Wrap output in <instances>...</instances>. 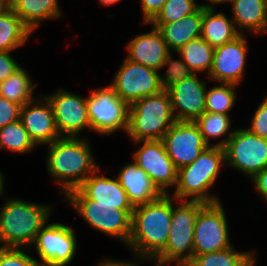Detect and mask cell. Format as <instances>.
Wrapping results in <instances>:
<instances>
[{
  "label": "cell",
  "instance_id": "obj_30",
  "mask_svg": "<svg viewBox=\"0 0 267 266\" xmlns=\"http://www.w3.org/2000/svg\"><path fill=\"white\" fill-rule=\"evenodd\" d=\"M35 147L20 119L0 128L1 150L23 155L34 150Z\"/></svg>",
  "mask_w": 267,
  "mask_h": 266
},
{
  "label": "cell",
  "instance_id": "obj_33",
  "mask_svg": "<svg viewBox=\"0 0 267 266\" xmlns=\"http://www.w3.org/2000/svg\"><path fill=\"white\" fill-rule=\"evenodd\" d=\"M203 4H197L195 0H167L162 10L149 23L165 24L175 22L197 11Z\"/></svg>",
  "mask_w": 267,
  "mask_h": 266
},
{
  "label": "cell",
  "instance_id": "obj_13",
  "mask_svg": "<svg viewBox=\"0 0 267 266\" xmlns=\"http://www.w3.org/2000/svg\"><path fill=\"white\" fill-rule=\"evenodd\" d=\"M45 97L52 105L60 137L80 138L83 130H91L86 96L58 89Z\"/></svg>",
  "mask_w": 267,
  "mask_h": 266
},
{
  "label": "cell",
  "instance_id": "obj_20",
  "mask_svg": "<svg viewBox=\"0 0 267 266\" xmlns=\"http://www.w3.org/2000/svg\"><path fill=\"white\" fill-rule=\"evenodd\" d=\"M100 168L93 172L78 189L93 200V205L115 206L117 209H134L118 178L100 175Z\"/></svg>",
  "mask_w": 267,
  "mask_h": 266
},
{
  "label": "cell",
  "instance_id": "obj_10",
  "mask_svg": "<svg viewBox=\"0 0 267 266\" xmlns=\"http://www.w3.org/2000/svg\"><path fill=\"white\" fill-rule=\"evenodd\" d=\"M31 247L37 251L40 266H67L74 260L78 246L74 228L52 222L40 229Z\"/></svg>",
  "mask_w": 267,
  "mask_h": 266
},
{
  "label": "cell",
  "instance_id": "obj_31",
  "mask_svg": "<svg viewBox=\"0 0 267 266\" xmlns=\"http://www.w3.org/2000/svg\"><path fill=\"white\" fill-rule=\"evenodd\" d=\"M253 252H238L232 245L222 251L194 255L191 263L194 266H247Z\"/></svg>",
  "mask_w": 267,
  "mask_h": 266
},
{
  "label": "cell",
  "instance_id": "obj_18",
  "mask_svg": "<svg viewBox=\"0 0 267 266\" xmlns=\"http://www.w3.org/2000/svg\"><path fill=\"white\" fill-rule=\"evenodd\" d=\"M21 107L20 121L34 144L45 146L61 138L51 103L44 95Z\"/></svg>",
  "mask_w": 267,
  "mask_h": 266
},
{
  "label": "cell",
  "instance_id": "obj_3",
  "mask_svg": "<svg viewBox=\"0 0 267 266\" xmlns=\"http://www.w3.org/2000/svg\"><path fill=\"white\" fill-rule=\"evenodd\" d=\"M53 206L7 198L0 210V247L31 248L37 233L48 223Z\"/></svg>",
  "mask_w": 267,
  "mask_h": 266
},
{
  "label": "cell",
  "instance_id": "obj_23",
  "mask_svg": "<svg viewBox=\"0 0 267 266\" xmlns=\"http://www.w3.org/2000/svg\"><path fill=\"white\" fill-rule=\"evenodd\" d=\"M203 5L194 13L175 22L165 24H151L157 28L170 52L179 51L189 41L201 37Z\"/></svg>",
  "mask_w": 267,
  "mask_h": 266
},
{
  "label": "cell",
  "instance_id": "obj_16",
  "mask_svg": "<svg viewBox=\"0 0 267 266\" xmlns=\"http://www.w3.org/2000/svg\"><path fill=\"white\" fill-rule=\"evenodd\" d=\"M248 50L245 34H240L234 40L215 48L213 65L207 77L217 83L238 86L245 75Z\"/></svg>",
  "mask_w": 267,
  "mask_h": 266
},
{
  "label": "cell",
  "instance_id": "obj_27",
  "mask_svg": "<svg viewBox=\"0 0 267 266\" xmlns=\"http://www.w3.org/2000/svg\"><path fill=\"white\" fill-rule=\"evenodd\" d=\"M198 126L204 142L208 146L224 147L228 140L233 135L235 129H232L231 118L229 115L223 113H210L205 111L195 121ZM223 136H226L223 138ZM219 139L215 144L211 143L210 139Z\"/></svg>",
  "mask_w": 267,
  "mask_h": 266
},
{
  "label": "cell",
  "instance_id": "obj_19",
  "mask_svg": "<svg viewBox=\"0 0 267 266\" xmlns=\"http://www.w3.org/2000/svg\"><path fill=\"white\" fill-rule=\"evenodd\" d=\"M126 44V58L156 71L160 70L170 53L161 32L152 26L151 31L131 38Z\"/></svg>",
  "mask_w": 267,
  "mask_h": 266
},
{
  "label": "cell",
  "instance_id": "obj_4",
  "mask_svg": "<svg viewBox=\"0 0 267 266\" xmlns=\"http://www.w3.org/2000/svg\"><path fill=\"white\" fill-rule=\"evenodd\" d=\"M224 165V148L207 146L191 164L177 170V182L172 196L177 200L204 203L221 201L220 197L210 192Z\"/></svg>",
  "mask_w": 267,
  "mask_h": 266
},
{
  "label": "cell",
  "instance_id": "obj_34",
  "mask_svg": "<svg viewBox=\"0 0 267 266\" xmlns=\"http://www.w3.org/2000/svg\"><path fill=\"white\" fill-rule=\"evenodd\" d=\"M173 53H169L164 61L163 65L160 67V70H163L165 67L164 75L159 74L161 86L163 90H167L172 85L181 82L185 78L189 77L193 74V72L189 69V67L184 63L182 58L176 59L173 58Z\"/></svg>",
  "mask_w": 267,
  "mask_h": 266
},
{
  "label": "cell",
  "instance_id": "obj_28",
  "mask_svg": "<svg viewBox=\"0 0 267 266\" xmlns=\"http://www.w3.org/2000/svg\"><path fill=\"white\" fill-rule=\"evenodd\" d=\"M37 84L32 82L30 74L20 66L6 80L0 83V96L21 106L32 102Z\"/></svg>",
  "mask_w": 267,
  "mask_h": 266
},
{
  "label": "cell",
  "instance_id": "obj_29",
  "mask_svg": "<svg viewBox=\"0 0 267 266\" xmlns=\"http://www.w3.org/2000/svg\"><path fill=\"white\" fill-rule=\"evenodd\" d=\"M176 54L193 73L206 71L208 76L213 65L214 48L202 37L189 41Z\"/></svg>",
  "mask_w": 267,
  "mask_h": 266
},
{
  "label": "cell",
  "instance_id": "obj_17",
  "mask_svg": "<svg viewBox=\"0 0 267 266\" xmlns=\"http://www.w3.org/2000/svg\"><path fill=\"white\" fill-rule=\"evenodd\" d=\"M207 83L193 73L167 89L176 121L194 122L205 112Z\"/></svg>",
  "mask_w": 267,
  "mask_h": 266
},
{
  "label": "cell",
  "instance_id": "obj_45",
  "mask_svg": "<svg viewBox=\"0 0 267 266\" xmlns=\"http://www.w3.org/2000/svg\"><path fill=\"white\" fill-rule=\"evenodd\" d=\"M256 255H255V252H253V254L250 256L249 260H248V263H247V266H256Z\"/></svg>",
  "mask_w": 267,
  "mask_h": 266
},
{
  "label": "cell",
  "instance_id": "obj_8",
  "mask_svg": "<svg viewBox=\"0 0 267 266\" xmlns=\"http://www.w3.org/2000/svg\"><path fill=\"white\" fill-rule=\"evenodd\" d=\"M91 131L112 135L123 129L127 133L130 105L110 86L92 89L86 96Z\"/></svg>",
  "mask_w": 267,
  "mask_h": 266
},
{
  "label": "cell",
  "instance_id": "obj_39",
  "mask_svg": "<svg viewBox=\"0 0 267 266\" xmlns=\"http://www.w3.org/2000/svg\"><path fill=\"white\" fill-rule=\"evenodd\" d=\"M12 51H0V83L6 80L20 65L11 55Z\"/></svg>",
  "mask_w": 267,
  "mask_h": 266
},
{
  "label": "cell",
  "instance_id": "obj_40",
  "mask_svg": "<svg viewBox=\"0 0 267 266\" xmlns=\"http://www.w3.org/2000/svg\"><path fill=\"white\" fill-rule=\"evenodd\" d=\"M250 180L258 192L257 194L267 203V167L256 173Z\"/></svg>",
  "mask_w": 267,
  "mask_h": 266
},
{
  "label": "cell",
  "instance_id": "obj_11",
  "mask_svg": "<svg viewBox=\"0 0 267 266\" xmlns=\"http://www.w3.org/2000/svg\"><path fill=\"white\" fill-rule=\"evenodd\" d=\"M232 245L222 202L206 203L194 225V255L222 251Z\"/></svg>",
  "mask_w": 267,
  "mask_h": 266
},
{
  "label": "cell",
  "instance_id": "obj_47",
  "mask_svg": "<svg viewBox=\"0 0 267 266\" xmlns=\"http://www.w3.org/2000/svg\"><path fill=\"white\" fill-rule=\"evenodd\" d=\"M177 266H194V265L191 262H189V263H183Z\"/></svg>",
  "mask_w": 267,
  "mask_h": 266
},
{
  "label": "cell",
  "instance_id": "obj_38",
  "mask_svg": "<svg viewBox=\"0 0 267 266\" xmlns=\"http://www.w3.org/2000/svg\"><path fill=\"white\" fill-rule=\"evenodd\" d=\"M167 0H140L143 24H149L162 10Z\"/></svg>",
  "mask_w": 267,
  "mask_h": 266
},
{
  "label": "cell",
  "instance_id": "obj_12",
  "mask_svg": "<svg viewBox=\"0 0 267 266\" xmlns=\"http://www.w3.org/2000/svg\"><path fill=\"white\" fill-rule=\"evenodd\" d=\"M159 74V71L124 58L109 85L123 101L131 105L141 98L155 95L163 90Z\"/></svg>",
  "mask_w": 267,
  "mask_h": 266
},
{
  "label": "cell",
  "instance_id": "obj_32",
  "mask_svg": "<svg viewBox=\"0 0 267 266\" xmlns=\"http://www.w3.org/2000/svg\"><path fill=\"white\" fill-rule=\"evenodd\" d=\"M236 87L234 84L218 83L207 89L205 111L229 115L237 98Z\"/></svg>",
  "mask_w": 267,
  "mask_h": 266
},
{
  "label": "cell",
  "instance_id": "obj_36",
  "mask_svg": "<svg viewBox=\"0 0 267 266\" xmlns=\"http://www.w3.org/2000/svg\"><path fill=\"white\" fill-rule=\"evenodd\" d=\"M250 127H246L252 134L267 139V95L256 108L251 117Z\"/></svg>",
  "mask_w": 267,
  "mask_h": 266
},
{
  "label": "cell",
  "instance_id": "obj_44",
  "mask_svg": "<svg viewBox=\"0 0 267 266\" xmlns=\"http://www.w3.org/2000/svg\"><path fill=\"white\" fill-rule=\"evenodd\" d=\"M4 174L2 172H0V197L3 196V194L5 193V181H4Z\"/></svg>",
  "mask_w": 267,
  "mask_h": 266
},
{
  "label": "cell",
  "instance_id": "obj_43",
  "mask_svg": "<svg viewBox=\"0 0 267 266\" xmlns=\"http://www.w3.org/2000/svg\"><path fill=\"white\" fill-rule=\"evenodd\" d=\"M18 0H0L2 7L12 8Z\"/></svg>",
  "mask_w": 267,
  "mask_h": 266
},
{
  "label": "cell",
  "instance_id": "obj_35",
  "mask_svg": "<svg viewBox=\"0 0 267 266\" xmlns=\"http://www.w3.org/2000/svg\"><path fill=\"white\" fill-rule=\"evenodd\" d=\"M26 250L28 249L0 247V266H40L38 260Z\"/></svg>",
  "mask_w": 267,
  "mask_h": 266
},
{
  "label": "cell",
  "instance_id": "obj_6",
  "mask_svg": "<svg viewBox=\"0 0 267 266\" xmlns=\"http://www.w3.org/2000/svg\"><path fill=\"white\" fill-rule=\"evenodd\" d=\"M173 204L171 227L165 248L153 259L154 266H174L189 263L194 257V225L200 209L206 204L201 201L178 200Z\"/></svg>",
  "mask_w": 267,
  "mask_h": 266
},
{
  "label": "cell",
  "instance_id": "obj_46",
  "mask_svg": "<svg viewBox=\"0 0 267 266\" xmlns=\"http://www.w3.org/2000/svg\"><path fill=\"white\" fill-rule=\"evenodd\" d=\"M120 0H99V3H101L104 6H109L111 4L118 3Z\"/></svg>",
  "mask_w": 267,
  "mask_h": 266
},
{
  "label": "cell",
  "instance_id": "obj_41",
  "mask_svg": "<svg viewBox=\"0 0 267 266\" xmlns=\"http://www.w3.org/2000/svg\"><path fill=\"white\" fill-rule=\"evenodd\" d=\"M138 262L133 261H120L114 258H106L100 261L98 266H138Z\"/></svg>",
  "mask_w": 267,
  "mask_h": 266
},
{
  "label": "cell",
  "instance_id": "obj_9",
  "mask_svg": "<svg viewBox=\"0 0 267 266\" xmlns=\"http://www.w3.org/2000/svg\"><path fill=\"white\" fill-rule=\"evenodd\" d=\"M223 148L225 164L248 179L267 167V139L252 134L247 128L235 129Z\"/></svg>",
  "mask_w": 267,
  "mask_h": 266
},
{
  "label": "cell",
  "instance_id": "obj_21",
  "mask_svg": "<svg viewBox=\"0 0 267 266\" xmlns=\"http://www.w3.org/2000/svg\"><path fill=\"white\" fill-rule=\"evenodd\" d=\"M133 207L160 198L163 193L150 177L133 161L120 168L117 176Z\"/></svg>",
  "mask_w": 267,
  "mask_h": 266
},
{
  "label": "cell",
  "instance_id": "obj_26",
  "mask_svg": "<svg viewBox=\"0 0 267 266\" xmlns=\"http://www.w3.org/2000/svg\"><path fill=\"white\" fill-rule=\"evenodd\" d=\"M31 29L12 8L0 9V51H14L27 43Z\"/></svg>",
  "mask_w": 267,
  "mask_h": 266
},
{
  "label": "cell",
  "instance_id": "obj_1",
  "mask_svg": "<svg viewBox=\"0 0 267 266\" xmlns=\"http://www.w3.org/2000/svg\"><path fill=\"white\" fill-rule=\"evenodd\" d=\"M178 200L170 193L149 203L134 207L132 213L131 235L127 247L138 261L152 262L165 248L173 211Z\"/></svg>",
  "mask_w": 267,
  "mask_h": 266
},
{
  "label": "cell",
  "instance_id": "obj_15",
  "mask_svg": "<svg viewBox=\"0 0 267 266\" xmlns=\"http://www.w3.org/2000/svg\"><path fill=\"white\" fill-rule=\"evenodd\" d=\"M161 141L177 170L191 164L208 146L192 121H176Z\"/></svg>",
  "mask_w": 267,
  "mask_h": 266
},
{
  "label": "cell",
  "instance_id": "obj_22",
  "mask_svg": "<svg viewBox=\"0 0 267 266\" xmlns=\"http://www.w3.org/2000/svg\"><path fill=\"white\" fill-rule=\"evenodd\" d=\"M232 19L240 34L267 33V0H230Z\"/></svg>",
  "mask_w": 267,
  "mask_h": 266
},
{
  "label": "cell",
  "instance_id": "obj_14",
  "mask_svg": "<svg viewBox=\"0 0 267 266\" xmlns=\"http://www.w3.org/2000/svg\"><path fill=\"white\" fill-rule=\"evenodd\" d=\"M139 149L132 160L150 177L163 194H169V187L176 186L177 169L167 155L161 140L134 142ZM142 144V145H141Z\"/></svg>",
  "mask_w": 267,
  "mask_h": 266
},
{
  "label": "cell",
  "instance_id": "obj_25",
  "mask_svg": "<svg viewBox=\"0 0 267 266\" xmlns=\"http://www.w3.org/2000/svg\"><path fill=\"white\" fill-rule=\"evenodd\" d=\"M59 6L58 0H18L12 9L34 33L42 21L62 16Z\"/></svg>",
  "mask_w": 267,
  "mask_h": 266
},
{
  "label": "cell",
  "instance_id": "obj_5",
  "mask_svg": "<svg viewBox=\"0 0 267 266\" xmlns=\"http://www.w3.org/2000/svg\"><path fill=\"white\" fill-rule=\"evenodd\" d=\"M176 122L167 90L130 105L127 135L133 142L161 140Z\"/></svg>",
  "mask_w": 267,
  "mask_h": 266
},
{
  "label": "cell",
  "instance_id": "obj_24",
  "mask_svg": "<svg viewBox=\"0 0 267 266\" xmlns=\"http://www.w3.org/2000/svg\"><path fill=\"white\" fill-rule=\"evenodd\" d=\"M239 35L232 18H228L223 12H216L215 7L203 5L201 37L214 49Z\"/></svg>",
  "mask_w": 267,
  "mask_h": 266
},
{
  "label": "cell",
  "instance_id": "obj_42",
  "mask_svg": "<svg viewBox=\"0 0 267 266\" xmlns=\"http://www.w3.org/2000/svg\"><path fill=\"white\" fill-rule=\"evenodd\" d=\"M210 4L206 3V4H203L207 7H214L215 4L216 5H219V4H223V3H228L230 0H207Z\"/></svg>",
  "mask_w": 267,
  "mask_h": 266
},
{
  "label": "cell",
  "instance_id": "obj_7",
  "mask_svg": "<svg viewBox=\"0 0 267 266\" xmlns=\"http://www.w3.org/2000/svg\"><path fill=\"white\" fill-rule=\"evenodd\" d=\"M63 200L91 228L120 240L127 246L131 235L132 213L134 209H117L115 206L93 205L78 188L69 191Z\"/></svg>",
  "mask_w": 267,
  "mask_h": 266
},
{
  "label": "cell",
  "instance_id": "obj_37",
  "mask_svg": "<svg viewBox=\"0 0 267 266\" xmlns=\"http://www.w3.org/2000/svg\"><path fill=\"white\" fill-rule=\"evenodd\" d=\"M21 105L0 96V128L20 119Z\"/></svg>",
  "mask_w": 267,
  "mask_h": 266
},
{
  "label": "cell",
  "instance_id": "obj_2",
  "mask_svg": "<svg viewBox=\"0 0 267 266\" xmlns=\"http://www.w3.org/2000/svg\"><path fill=\"white\" fill-rule=\"evenodd\" d=\"M47 146V172L56 181L62 197L78 188L100 168L95 161L89 140L84 136L61 137Z\"/></svg>",
  "mask_w": 267,
  "mask_h": 266
}]
</instances>
